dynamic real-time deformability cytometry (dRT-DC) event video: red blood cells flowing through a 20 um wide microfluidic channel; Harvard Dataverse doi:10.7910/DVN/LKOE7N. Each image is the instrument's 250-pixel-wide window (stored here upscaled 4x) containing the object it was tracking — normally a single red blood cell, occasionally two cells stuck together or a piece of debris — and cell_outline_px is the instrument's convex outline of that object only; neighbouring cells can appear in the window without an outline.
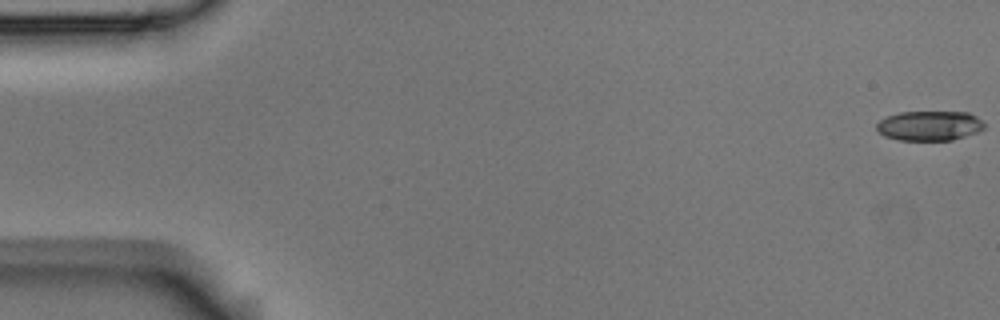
{"species": "Egyptian fruit bat (a non-hibernating species)", "species_latin": "Rousettus aegyptiacus", "temperature_condition": "room temperature", "stored_images_in_passage": 56, "camera_frame_rate_fps": 3000, "um_per_image_px": 0.085, "animal": {"sex": "male"}, "frame": {"image": 1, "passage_image": 1, "time_ms": 0.0, "image_size_px": [1000, 320], "cell_outline_px": [[984, 128], [980, 132], [952, 140], [896, 140], [884, 136], [876, 128], [876, 124], [880, 120], [888, 116], [900, 112], [968, 112], [976, 116], [984, 124]], "centroid_in_image_um": [79.01, 10.69], "position_along_channel_um": 6.0, "area_um2": 18.73}}
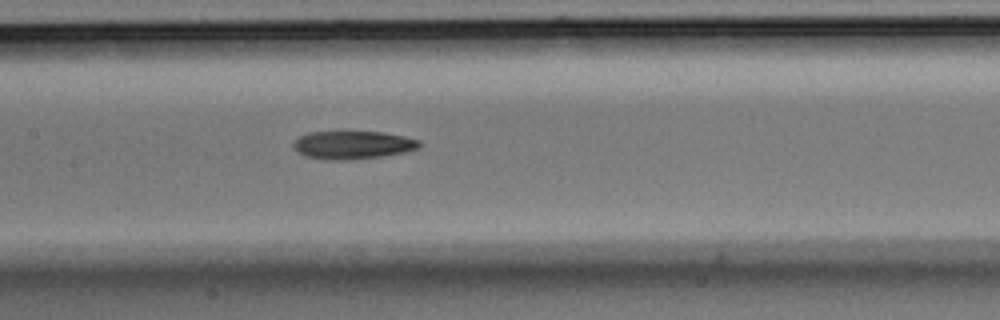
{"frame": {"image": 2, "passage_image": 27, "time_ms": 8.667, "image_size_px": [1000, 320], "cell_outline_px": [[420, 148], [404, 152], [380, 156], [348, 160], [328, 160], [304, 156], [292, 144], [300, 136], [308, 132], [384, 132], [404, 136], [420, 140]], "centroid_in_image_um": [30.01, 12.32], "position_along_channel_um": 177.4, "area_um2": 20.46}}
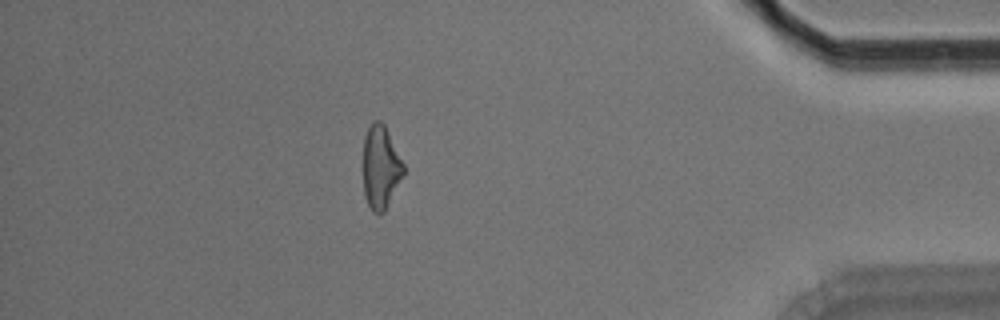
{"frame": {"image": 3, "passage_image": 49, "time_ms": 16.0, "image_size_px": [1000, 320], "cell_outline_px": [[404, 172], [384, 212], [372, 212], [364, 196], [364, 136], [368, 128], [376, 120], [380, 120], [384, 124], [404, 164]], "centroid_in_image_um": [32.35, 14.21], "position_along_channel_um": 402.9, "area_um2": 19.13}, "authors_computed_cell_mechanics": {"area_um2": 20.3745, "velocity_mm_per_s": 3.6529, "shape_relaxation_time_tau1_ms": 8.3347, "shape_relaxation_time_tau2_ms": 5.8134, "deformation_change_tau1": 0.1821, "deformation_change_tau2": 0.1652}}